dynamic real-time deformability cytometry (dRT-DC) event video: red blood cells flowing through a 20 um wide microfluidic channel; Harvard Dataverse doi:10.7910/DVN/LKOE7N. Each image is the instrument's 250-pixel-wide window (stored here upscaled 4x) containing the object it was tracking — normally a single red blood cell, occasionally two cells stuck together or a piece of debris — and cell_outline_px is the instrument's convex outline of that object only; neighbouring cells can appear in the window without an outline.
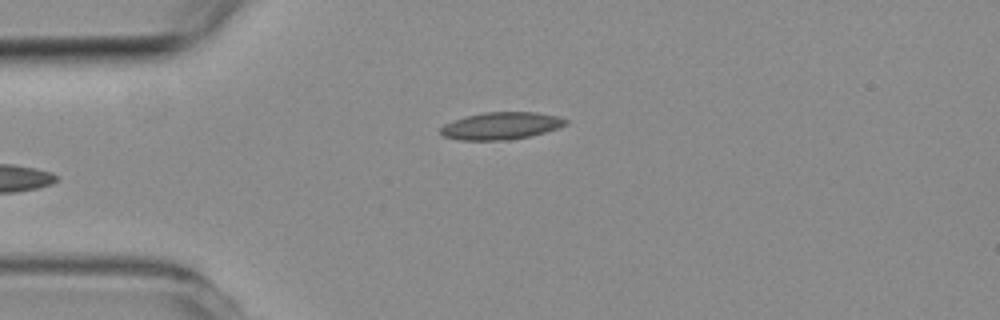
{"species": "common noctule bat (a hibernating species)", "species_latin": "Nyctalus noctula", "temperature_condition": "room temperature", "stored_images_in_passage": 3, "camera_frame_rate_fps": 3000, "um_per_image_px": 0.085, "animal": {"sex": "female", "body_mass_g": 19.3, "forearm_length_mm": 54.1}, "frame": {"image": 1, "passage_image": 3, "time_ms": 2.333, "image_size_px": [1000, 320], "cell_outline_px": [[568, 124], [544, 132], [528, 136], [508, 140], [460, 140], [444, 136], [440, 132], [440, 128], [444, 124], [464, 116], [484, 112], [536, 112], [560, 116], [568, 120]], "centroid_in_image_um": [42.59, 10.68], "position_along_channel_um": 42.4, "area_um2": 19.88}}